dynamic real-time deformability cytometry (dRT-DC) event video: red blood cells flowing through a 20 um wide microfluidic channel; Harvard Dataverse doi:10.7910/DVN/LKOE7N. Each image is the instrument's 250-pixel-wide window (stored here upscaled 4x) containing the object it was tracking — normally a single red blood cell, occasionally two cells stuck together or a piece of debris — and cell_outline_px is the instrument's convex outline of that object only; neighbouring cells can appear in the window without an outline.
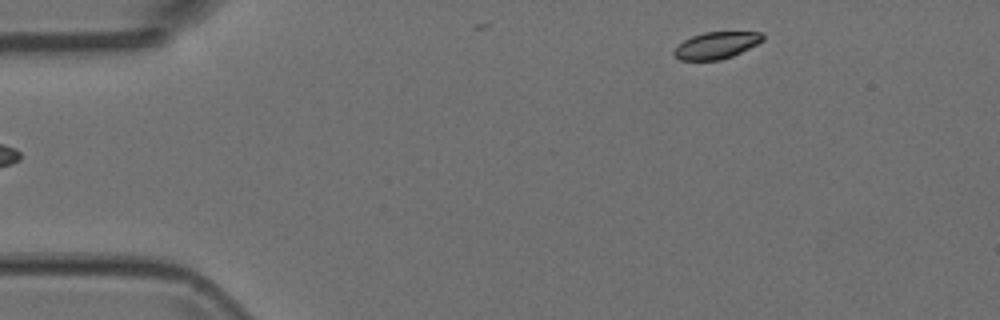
{"species": "Egyptian fruit bat (a non-hibernating species)", "species_latin": "Rousettus aegyptiacus", "temperature_condition": "room temperature", "stored_images_in_passage": 6, "segment_of_instrument_passage": [2, 2], "camera_frame_rate_fps": 3000, "um_per_image_px": 0.085, "animal": {"sex": "female"}, "frame": {"image": 1, "passage_image": 6, "time_ms": 1.667, "image_size_px": [1000, 320], "cell_outline_px": [[764, 40], [732, 56], [720, 60], [680, 60], [672, 52], [684, 40], [692, 36], [704, 32], [764, 32]], "centroid_in_image_um": [60.9, 3.84], "position_along_channel_um": 24.1, "area_um2": 13.7}}